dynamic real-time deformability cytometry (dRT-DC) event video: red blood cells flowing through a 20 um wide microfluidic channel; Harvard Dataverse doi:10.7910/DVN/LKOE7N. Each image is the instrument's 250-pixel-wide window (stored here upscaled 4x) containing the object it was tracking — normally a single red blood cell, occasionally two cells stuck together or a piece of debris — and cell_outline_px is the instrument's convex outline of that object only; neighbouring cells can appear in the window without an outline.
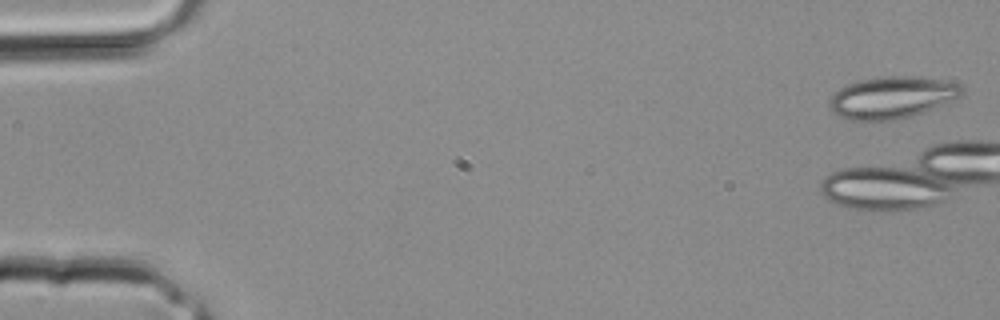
{"species": "common noctule bat (a hibernating species)", "species_latin": "Nyctalus noctula", "temperature_condition": "room temperature", "stored_images_in_passage": 3, "camera_frame_rate_fps": 3000, "um_per_image_px": 0.085, "animal": {"sex": "male", "body_mass_g": 20.4}, "frame": {"image": 1, "passage_image": 1, "time_ms": 0.0, "image_size_px": [1000, 320], "cell_outline_px": [[964, 92], [960, 96], [952, 100], [924, 112], [912, 116], [896, 120], [848, 120], [836, 116], [828, 108], [828, 100], [832, 92], [848, 84], [860, 80], [884, 76], [920, 76], [948, 80], [964, 88]], "centroid_in_image_um": [75.77, 8.28], "position_along_channel_um": 9.2, "area_um2": 32.83}}